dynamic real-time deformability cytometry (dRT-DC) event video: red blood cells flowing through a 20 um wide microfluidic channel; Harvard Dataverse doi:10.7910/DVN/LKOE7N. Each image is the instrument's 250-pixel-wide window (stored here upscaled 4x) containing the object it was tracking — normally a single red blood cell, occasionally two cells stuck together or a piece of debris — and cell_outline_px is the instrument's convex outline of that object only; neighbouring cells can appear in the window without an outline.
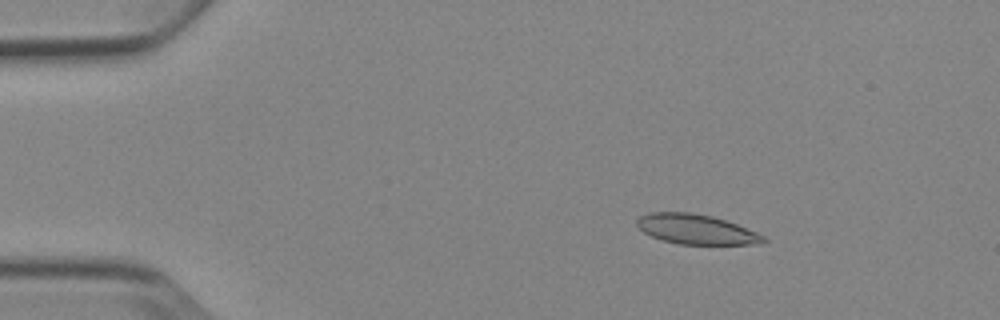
{"species": "Egyptian fruit bat (a non-hibernating species)", "species_latin": "Rousettus aegyptiacus", "temperature_condition": "cold", "stored_images_in_passage": 45, "camera_frame_rate_fps": 3000, "um_per_image_px": 0.085, "animal": {"sex": "female"}, "frame": {"image": 1, "passage_image": 1, "time_ms": 0.0, "image_size_px": [1000, 320], "cell_outline_px": [[768, 240], [764, 244], [680, 244], [664, 240], [652, 236], [644, 232], [636, 224], [636, 220], [640, 216], [648, 212], [692, 212], [712, 216], [736, 224], [756, 232], [764, 236]], "centroid_in_image_um": [59.18, 19.48], "position_along_channel_um": 25.8, "area_um2": 21.91}}
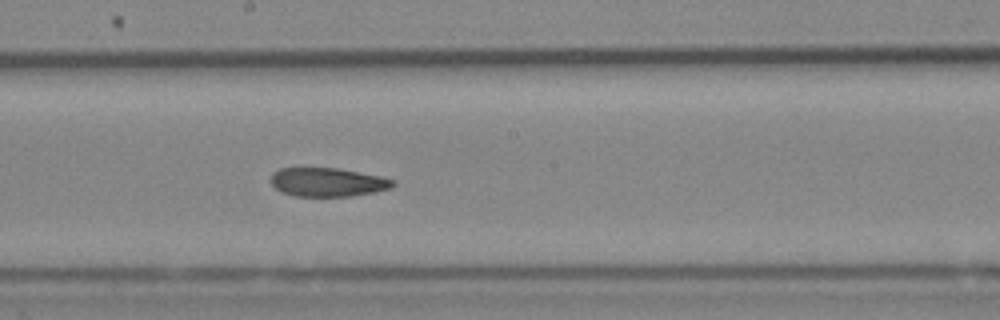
{"frame": {"image": 2, "passage_image": 22, "time_ms": 7.0, "image_size_px": [1000, 320], "cell_outline_px": [[396, 184], [392, 188], [376, 192], [352, 196], [296, 196], [284, 192], [276, 188], [272, 184], [272, 172], [280, 168], [336, 168], [384, 176], [396, 180]], "centroid_in_image_um": [27.94, 15.48], "position_along_channel_um": 220.3, "area_um2": 20.58}}
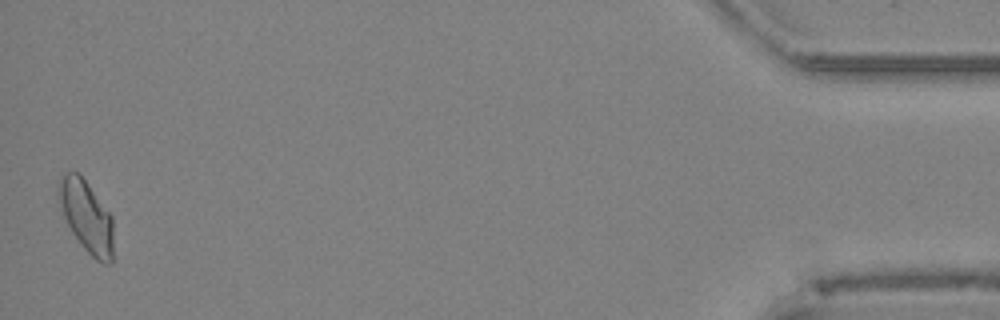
{"frame": {"image": 3, "passage_image": 45, "time_ms": 14.667, "image_size_px": [1000, 320], "cell_outline_px": [[112, 264], [104, 264], [96, 260], [84, 248], [72, 232], [64, 220], [60, 208], [56, 192], [56, 184], [60, 176], [64, 172], [76, 172], [84, 180], [112, 216]], "centroid_in_image_um": [7.29, 18.38], "position_along_channel_um": 427.9, "area_um2": 22.89}, "authors_computed_cell_mechanics": {"area_um2": 21.7328, "velocity_mm_per_s": 3.8317, "shape_relaxation_time_tau1_ms": null, "shape_relaxation_time_tau2_ms": 4.296, "deformation_change_tau1": null, "deformation_change_tau2": 0.0805}}